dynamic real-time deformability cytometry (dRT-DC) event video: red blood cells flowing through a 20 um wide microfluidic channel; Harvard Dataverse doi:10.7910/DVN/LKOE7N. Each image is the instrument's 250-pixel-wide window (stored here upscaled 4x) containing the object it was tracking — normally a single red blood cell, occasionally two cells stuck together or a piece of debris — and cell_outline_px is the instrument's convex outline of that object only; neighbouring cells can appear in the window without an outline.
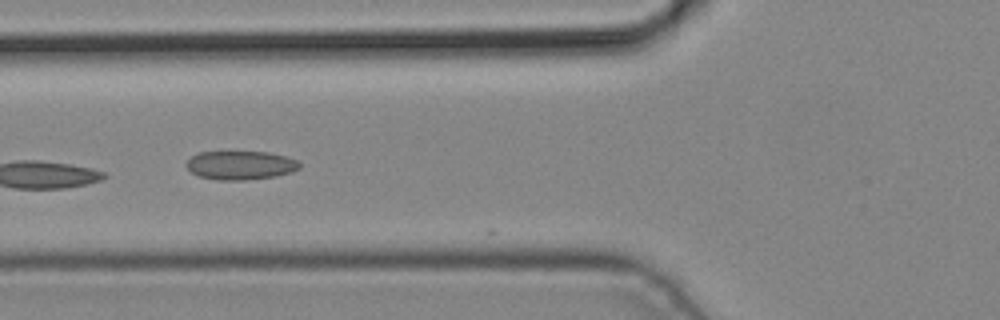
{"species": "common noctule bat (a hibernating species)", "species_latin": "Nyctalus noctula", "temperature_condition": "cold", "stored_images_in_passage": 6, "camera_frame_rate_fps": 3000, "um_per_image_px": 0.085, "animal": {"sex": "male", "body_mass_g": 19.2, "forearm_length_mm": 51.8}, "frame": {"image": 1, "passage_image": 5, "time_ms": 1.333, "image_size_px": [1000, 320], "cell_outline_px": [[300, 168], [292, 172], [276, 176], [244, 180], [216, 180], [200, 176], [192, 172], [184, 164], [192, 156], [200, 152], [268, 152], [284, 156], [296, 160], [300, 164]], "centroid_in_image_um": [20.44, 14.05], "position_along_channel_um": 105.4, "area_um2": 18.84}}
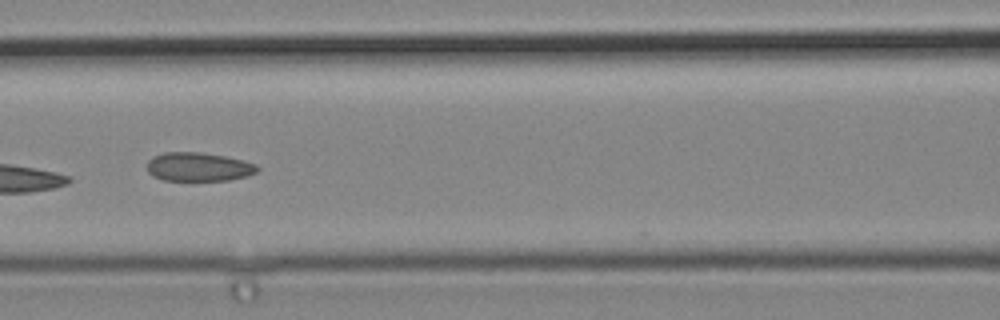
{"frame": {"image": 2, "passage_image": 6, "time_ms": 1.667, "image_size_px": [1000, 320], "cell_outline_px": [[260, 168], [256, 172], [248, 176], [228, 180], [164, 180], [152, 176], [148, 172], [148, 160], [152, 156], [164, 152], [200, 152], [224, 156], [244, 160], [256, 164]], "centroid_in_image_um": [16.88, 14.18], "position_along_channel_um": 149.7, "area_um2": 18.55}}